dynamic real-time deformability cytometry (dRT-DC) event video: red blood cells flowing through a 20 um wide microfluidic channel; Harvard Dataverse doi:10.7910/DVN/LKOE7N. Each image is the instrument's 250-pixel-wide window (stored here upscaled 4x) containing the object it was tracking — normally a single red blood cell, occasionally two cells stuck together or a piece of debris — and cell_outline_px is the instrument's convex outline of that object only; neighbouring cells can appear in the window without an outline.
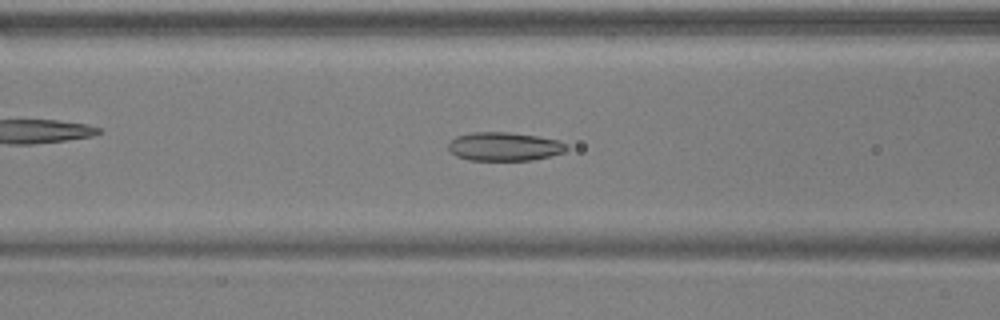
{"species": "common noctule bat (a hibernating species)", "species_latin": "Nyctalus noctula", "temperature_condition": "warm", "stored_images_in_passage": 39, "camera_frame_rate_fps": 3000, "um_per_image_px": 0.085, "animal": {"sex": "male", "body_mass_g": 17.9, "forearm_length_mm": 54.2}, "frame": {"image": 1, "passage_image": 7, "time_ms": 2.0, "image_size_px": [1000, 320], "cell_outline_px": [[568, 148], [564, 152], [532, 160], [468, 160], [456, 156], [448, 148], [448, 144], [456, 136], [472, 132], [508, 132], [536, 136], [560, 140], [568, 144]], "centroid_in_image_um": [42.88, 12.45], "position_along_channel_um": 123.7, "area_um2": 19.71}}
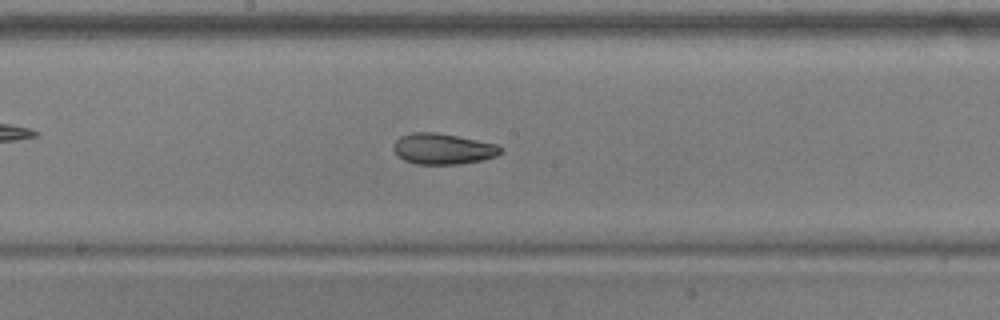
{"frame": {"image": 2, "passage_image": 14, "time_ms": 4.333, "image_size_px": [1000, 320], "cell_outline_px": [[504, 148], [496, 156], [480, 160], [460, 164], [416, 164], [404, 160], [396, 156], [392, 148], [396, 140], [400, 136], [412, 132], [436, 132], [496, 144]], "centroid_in_image_um": [37.6, 12.65], "position_along_channel_um": 210.6, "area_um2": 19.25}}
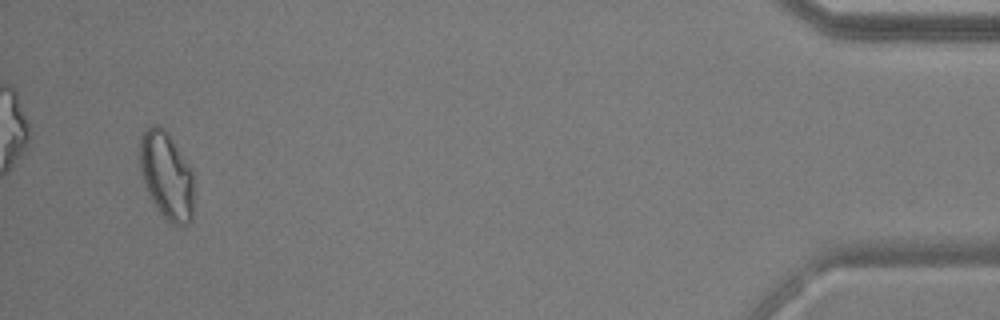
{"frame": {"image": 3, "passage_image": 37, "time_ms": 12.0, "image_size_px": [1000, 320], "cell_outline_px": [[192, 220], [188, 224], [172, 224], [160, 212], [152, 200], [148, 192], [140, 168], [140, 140], [144, 132], [152, 124], [156, 124], [168, 136], [192, 172]], "centroid_in_image_um": [14.14, 14.97], "position_along_channel_um": 421.1, "area_um2": 26.3}, "authors_computed_cell_mechanics": {"area_um2": 19.9988, "velocity_mm_per_s": 3.7176, "shape_relaxation_time_tau1_ms": 8.9184, "shape_relaxation_time_tau2_ms": 2.0477, "deformation_change_tau1": 0.1868, "deformation_change_tau2": 0.0694}}